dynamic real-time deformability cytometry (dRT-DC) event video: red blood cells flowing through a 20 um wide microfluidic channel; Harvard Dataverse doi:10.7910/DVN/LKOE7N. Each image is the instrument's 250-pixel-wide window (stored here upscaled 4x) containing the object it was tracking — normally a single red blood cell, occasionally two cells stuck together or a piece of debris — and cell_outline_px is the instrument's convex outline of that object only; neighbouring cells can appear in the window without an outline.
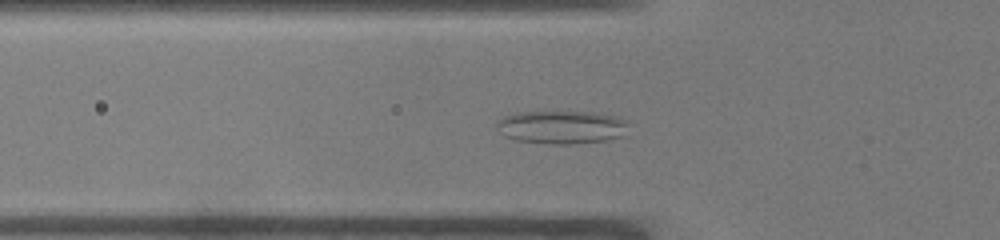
{"species": "common noctule bat (a hibernating species)", "species_latin": "Nyctalus noctula", "temperature_condition": "warm", "stored_images_in_passage": 48, "camera_frame_rate_fps": 3000, "um_per_image_px": 0.085, "animal": {"sex": "male", "body_mass_g": 19.0, "forearm_length_mm": 50.8}, "frame": {"image": 1, "passage_image": 14, "time_ms": 4.333, "image_size_px": [1000, 240], "cell_outline_px": [[628, 124], [624, 136], [608, 140], [576, 144], [548, 144], [516, 140], [504, 136], [496, 128], [496, 120], [504, 116], [520, 112], [544, 108], [592, 112], [612, 116], [628, 120]], "centroid_in_image_um": [47.7, 10.76], "position_along_channel_um": 78.1, "area_um2": 26.76}}
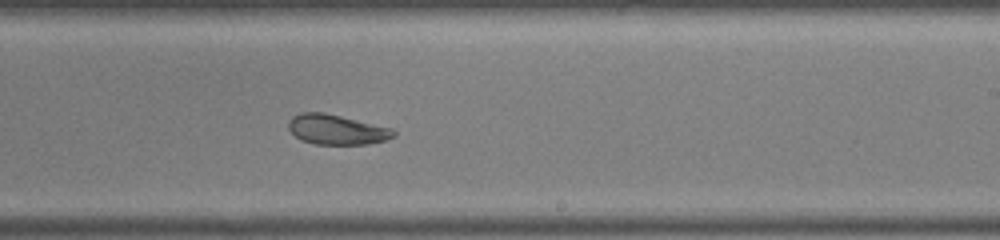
{"frame": {"image": 2, "passage_image": 28, "time_ms": 9.0, "image_size_px": [1000, 240], "cell_outline_px": [[396, 136], [384, 140], [368, 144], [316, 144], [300, 140], [288, 128], [288, 120], [292, 116], [300, 112], [324, 112], [392, 128], [396, 132]], "centroid_in_image_um": [28.6, 11.0], "position_along_channel_um": 260.4, "area_um2": 18.38}}
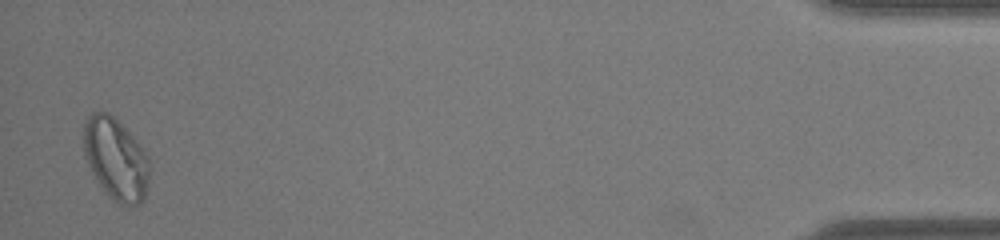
{"frame": {"image": 3, "passage_image": 47, "time_ms": 15.333, "image_size_px": [1000, 240], "cell_outline_px": [[148, 184], [144, 196], [140, 204], [120, 204], [100, 184], [92, 172], [84, 156], [84, 124], [88, 116], [92, 112], [108, 112], [136, 140], [144, 152], [148, 160]], "centroid_in_image_um": [9.82, 13.48], "position_along_channel_um": 425.4, "area_um2": 30.4}, "authors_computed_cell_mechanics": {"area_um2": 23.8714, "velocity_mm_per_s": 3.9045, "shape_relaxation_time_tau1_ms": null, "shape_relaxation_time_tau2_ms": 2.7969, "deformation_change_tau1": null, "deformation_change_tau2": 0.0916}}